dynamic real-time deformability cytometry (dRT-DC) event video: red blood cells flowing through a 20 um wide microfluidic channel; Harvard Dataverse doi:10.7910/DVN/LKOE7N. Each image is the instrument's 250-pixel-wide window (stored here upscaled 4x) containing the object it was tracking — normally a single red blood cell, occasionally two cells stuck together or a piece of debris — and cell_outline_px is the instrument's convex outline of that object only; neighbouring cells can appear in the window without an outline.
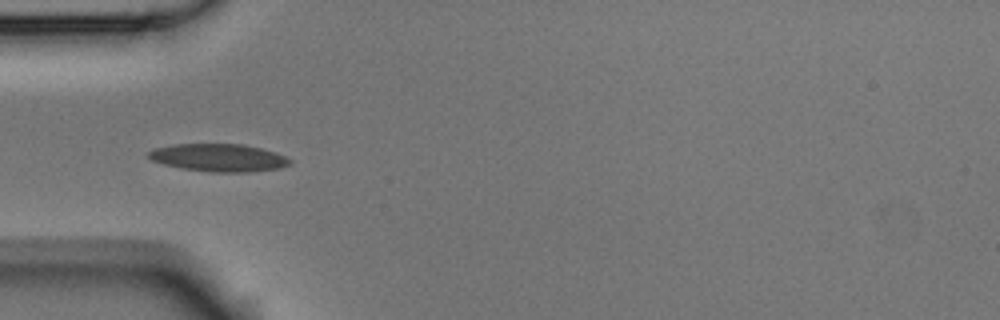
{"species": "Egyptian fruit bat (a non-hibernating species)", "species_latin": "Rousettus aegyptiacus", "temperature_condition": "room temperature", "stored_images_in_passage": 9, "camera_frame_rate_fps": 3000, "um_per_image_px": 0.085, "animal": {"sex": "male"}, "frame": {"image": 1, "passage_image": 4, "time_ms": 1.0, "image_size_px": [1000, 320], "cell_outline_px": [[292, 164], [276, 168], [248, 172], [212, 172], [180, 168], [164, 164], [152, 160], [144, 156], [148, 152], [156, 148], [176, 144], [244, 144], [276, 152], [292, 160]], "centroid_in_image_um": [18.57, 13.4], "position_along_channel_um": 66.4, "area_um2": 22.77}}
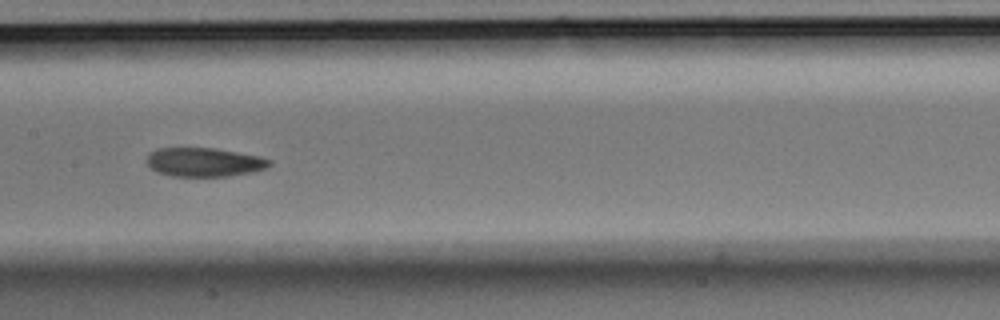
{"frame": {"image": 2, "passage_image": 7, "time_ms": 2.0, "image_size_px": [1000, 320], "cell_outline_px": [[272, 164], [256, 172], [228, 176], [172, 176], [156, 172], [148, 164], [148, 156], [156, 148], [216, 148], [260, 156], [272, 160]], "centroid_in_image_um": [17.41, 13.78], "position_along_channel_um": 190.0, "area_um2": 20.69}}
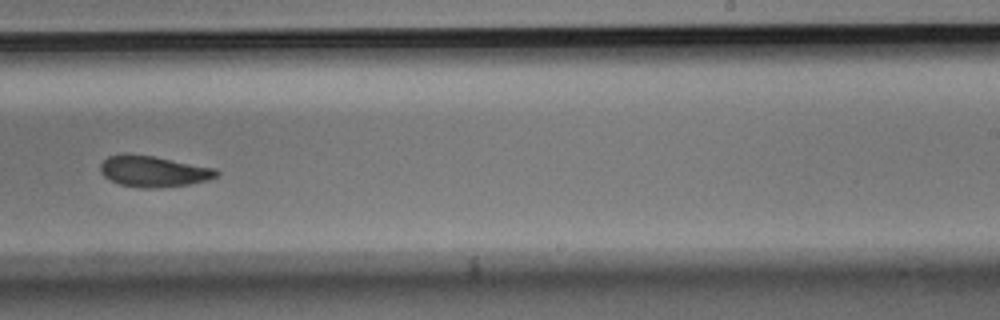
{"frame": {"image": 3, "passage_image": 9, "time_ms": 2.667, "image_size_px": [1000, 320], "cell_outline_px": [[220, 172], [216, 176], [208, 180], [188, 184], [156, 188], [144, 188], [120, 184], [108, 180], [100, 172], [100, 164], [108, 156], [124, 152], [128, 152], [152, 156], [216, 168]], "centroid_in_image_um": [13.0, 14.55], "position_along_channel_um": 276.0, "area_um2": 21.15}}